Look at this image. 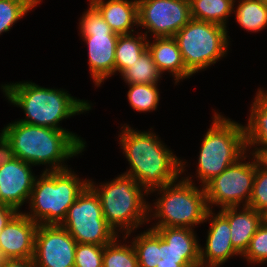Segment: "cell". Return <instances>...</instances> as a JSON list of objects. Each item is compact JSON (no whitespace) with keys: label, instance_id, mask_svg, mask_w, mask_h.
Wrapping results in <instances>:
<instances>
[{"label":"cell","instance_id":"obj_1","mask_svg":"<svg viewBox=\"0 0 267 267\" xmlns=\"http://www.w3.org/2000/svg\"><path fill=\"white\" fill-rule=\"evenodd\" d=\"M6 152L24 162L47 165L44 171L68 169L67 159L84 151L86 141L73 132L13 121L3 127Z\"/></svg>","mask_w":267,"mask_h":267},{"label":"cell","instance_id":"obj_2","mask_svg":"<svg viewBox=\"0 0 267 267\" xmlns=\"http://www.w3.org/2000/svg\"><path fill=\"white\" fill-rule=\"evenodd\" d=\"M118 136L130 165L123 174L133 177L148 193L180 178L186 170L187 162L174 155L155 132L123 124Z\"/></svg>","mask_w":267,"mask_h":267},{"label":"cell","instance_id":"obj_3","mask_svg":"<svg viewBox=\"0 0 267 267\" xmlns=\"http://www.w3.org/2000/svg\"><path fill=\"white\" fill-rule=\"evenodd\" d=\"M8 102L23 109L25 118L18 121L41 127L65 130L60 121L91 110L88 100L77 99L63 89L46 88L34 82L20 81L1 85Z\"/></svg>","mask_w":267,"mask_h":267},{"label":"cell","instance_id":"obj_4","mask_svg":"<svg viewBox=\"0 0 267 267\" xmlns=\"http://www.w3.org/2000/svg\"><path fill=\"white\" fill-rule=\"evenodd\" d=\"M192 228L150 227L131 241L139 267H200V244Z\"/></svg>","mask_w":267,"mask_h":267},{"label":"cell","instance_id":"obj_5","mask_svg":"<svg viewBox=\"0 0 267 267\" xmlns=\"http://www.w3.org/2000/svg\"><path fill=\"white\" fill-rule=\"evenodd\" d=\"M89 185L100 198L106 222L125 240L143 224L149 222V202L144 198L149 193L131 176L121 174L111 181ZM122 231V232H121Z\"/></svg>","mask_w":267,"mask_h":267},{"label":"cell","instance_id":"obj_6","mask_svg":"<svg viewBox=\"0 0 267 267\" xmlns=\"http://www.w3.org/2000/svg\"><path fill=\"white\" fill-rule=\"evenodd\" d=\"M193 176L181 177L163 187L149 192L158 191L153 207L149 203L148 219L157 221L152 227L195 228L204 223L207 211V198L204 187L193 183ZM153 213V214H152Z\"/></svg>","mask_w":267,"mask_h":267},{"label":"cell","instance_id":"obj_7","mask_svg":"<svg viewBox=\"0 0 267 267\" xmlns=\"http://www.w3.org/2000/svg\"><path fill=\"white\" fill-rule=\"evenodd\" d=\"M88 184L89 179L81 180L71 168L43 171L36 177L31 191L30 212L24 214L37 224L60 225L69 207Z\"/></svg>","mask_w":267,"mask_h":267},{"label":"cell","instance_id":"obj_8","mask_svg":"<svg viewBox=\"0 0 267 267\" xmlns=\"http://www.w3.org/2000/svg\"><path fill=\"white\" fill-rule=\"evenodd\" d=\"M212 124L201 140L196 177L204 187L246 152L244 126L215 112Z\"/></svg>","mask_w":267,"mask_h":267},{"label":"cell","instance_id":"obj_9","mask_svg":"<svg viewBox=\"0 0 267 267\" xmlns=\"http://www.w3.org/2000/svg\"><path fill=\"white\" fill-rule=\"evenodd\" d=\"M226 27L191 19L173 38L186 68L192 73L209 68L228 54L230 39Z\"/></svg>","mask_w":267,"mask_h":267},{"label":"cell","instance_id":"obj_10","mask_svg":"<svg viewBox=\"0 0 267 267\" xmlns=\"http://www.w3.org/2000/svg\"><path fill=\"white\" fill-rule=\"evenodd\" d=\"M79 22L80 37L87 44L88 64L95 86L115 75V49L119 34L106 23L99 10L89 2Z\"/></svg>","mask_w":267,"mask_h":267},{"label":"cell","instance_id":"obj_11","mask_svg":"<svg viewBox=\"0 0 267 267\" xmlns=\"http://www.w3.org/2000/svg\"><path fill=\"white\" fill-rule=\"evenodd\" d=\"M60 226L65 228L77 243L105 246L120 237L106 222L100 198L89 184L69 207Z\"/></svg>","mask_w":267,"mask_h":267},{"label":"cell","instance_id":"obj_12","mask_svg":"<svg viewBox=\"0 0 267 267\" xmlns=\"http://www.w3.org/2000/svg\"><path fill=\"white\" fill-rule=\"evenodd\" d=\"M247 153L204 186L210 210L213 205L221 209L241 207V203L242 206L249 205L256 174V161ZM248 157L252 162L245 161Z\"/></svg>","mask_w":267,"mask_h":267},{"label":"cell","instance_id":"obj_13","mask_svg":"<svg viewBox=\"0 0 267 267\" xmlns=\"http://www.w3.org/2000/svg\"><path fill=\"white\" fill-rule=\"evenodd\" d=\"M191 19L189 0H138V27L147 38L173 37Z\"/></svg>","mask_w":267,"mask_h":267},{"label":"cell","instance_id":"obj_14","mask_svg":"<svg viewBox=\"0 0 267 267\" xmlns=\"http://www.w3.org/2000/svg\"><path fill=\"white\" fill-rule=\"evenodd\" d=\"M77 242L60 225L38 224L35 235L36 267H74Z\"/></svg>","mask_w":267,"mask_h":267},{"label":"cell","instance_id":"obj_15","mask_svg":"<svg viewBox=\"0 0 267 267\" xmlns=\"http://www.w3.org/2000/svg\"><path fill=\"white\" fill-rule=\"evenodd\" d=\"M31 168V164L5 153L0 160V203L20 212L24 203L29 202L37 177Z\"/></svg>","mask_w":267,"mask_h":267},{"label":"cell","instance_id":"obj_16","mask_svg":"<svg viewBox=\"0 0 267 267\" xmlns=\"http://www.w3.org/2000/svg\"><path fill=\"white\" fill-rule=\"evenodd\" d=\"M207 221L211 223L209 222L206 244L205 247H199L201 267H220L235 255L241 257L231 243L228 220L220 212L215 214L209 209L205 217V222Z\"/></svg>","mask_w":267,"mask_h":267},{"label":"cell","instance_id":"obj_17","mask_svg":"<svg viewBox=\"0 0 267 267\" xmlns=\"http://www.w3.org/2000/svg\"><path fill=\"white\" fill-rule=\"evenodd\" d=\"M37 228V223L18 212L1 231L0 255L6 259L34 257Z\"/></svg>","mask_w":267,"mask_h":267},{"label":"cell","instance_id":"obj_18","mask_svg":"<svg viewBox=\"0 0 267 267\" xmlns=\"http://www.w3.org/2000/svg\"><path fill=\"white\" fill-rule=\"evenodd\" d=\"M219 212L228 220L231 243L242 256L248 248L251 238L266 217L249 206L227 207L220 209Z\"/></svg>","mask_w":267,"mask_h":267},{"label":"cell","instance_id":"obj_19","mask_svg":"<svg viewBox=\"0 0 267 267\" xmlns=\"http://www.w3.org/2000/svg\"><path fill=\"white\" fill-rule=\"evenodd\" d=\"M147 40V49L159 72L172 74L175 84L188 79L193 74L186 68L178 44L173 37L153 38Z\"/></svg>","mask_w":267,"mask_h":267},{"label":"cell","instance_id":"obj_20","mask_svg":"<svg viewBox=\"0 0 267 267\" xmlns=\"http://www.w3.org/2000/svg\"><path fill=\"white\" fill-rule=\"evenodd\" d=\"M89 2L99 10L115 33L134 34L133 28L138 26V0H89Z\"/></svg>","mask_w":267,"mask_h":267},{"label":"cell","instance_id":"obj_21","mask_svg":"<svg viewBox=\"0 0 267 267\" xmlns=\"http://www.w3.org/2000/svg\"><path fill=\"white\" fill-rule=\"evenodd\" d=\"M250 105L248 124L244 125L247 151L267 147V92L260 87Z\"/></svg>","mask_w":267,"mask_h":267},{"label":"cell","instance_id":"obj_22","mask_svg":"<svg viewBox=\"0 0 267 267\" xmlns=\"http://www.w3.org/2000/svg\"><path fill=\"white\" fill-rule=\"evenodd\" d=\"M191 18L215 23L227 28L235 0H189Z\"/></svg>","mask_w":267,"mask_h":267},{"label":"cell","instance_id":"obj_23","mask_svg":"<svg viewBox=\"0 0 267 267\" xmlns=\"http://www.w3.org/2000/svg\"><path fill=\"white\" fill-rule=\"evenodd\" d=\"M135 35L133 33L119 35L115 49V73L121 74L147 50L148 38L142 32H137Z\"/></svg>","mask_w":267,"mask_h":267},{"label":"cell","instance_id":"obj_24","mask_svg":"<svg viewBox=\"0 0 267 267\" xmlns=\"http://www.w3.org/2000/svg\"><path fill=\"white\" fill-rule=\"evenodd\" d=\"M236 1V0H235ZM234 2L233 13L236 22L248 32L262 31L267 28V3L261 0H238Z\"/></svg>","mask_w":267,"mask_h":267},{"label":"cell","instance_id":"obj_25","mask_svg":"<svg viewBox=\"0 0 267 267\" xmlns=\"http://www.w3.org/2000/svg\"><path fill=\"white\" fill-rule=\"evenodd\" d=\"M126 84H158L162 77L148 49L121 75Z\"/></svg>","mask_w":267,"mask_h":267},{"label":"cell","instance_id":"obj_26","mask_svg":"<svg viewBox=\"0 0 267 267\" xmlns=\"http://www.w3.org/2000/svg\"><path fill=\"white\" fill-rule=\"evenodd\" d=\"M129 87L127 98L137 112H152L157 109L160 93L158 84H126Z\"/></svg>","mask_w":267,"mask_h":267},{"label":"cell","instance_id":"obj_27","mask_svg":"<svg viewBox=\"0 0 267 267\" xmlns=\"http://www.w3.org/2000/svg\"><path fill=\"white\" fill-rule=\"evenodd\" d=\"M118 238L104 246L103 267H139L133 244H124Z\"/></svg>","mask_w":267,"mask_h":267},{"label":"cell","instance_id":"obj_28","mask_svg":"<svg viewBox=\"0 0 267 267\" xmlns=\"http://www.w3.org/2000/svg\"><path fill=\"white\" fill-rule=\"evenodd\" d=\"M41 0H0V35L34 9Z\"/></svg>","mask_w":267,"mask_h":267},{"label":"cell","instance_id":"obj_29","mask_svg":"<svg viewBox=\"0 0 267 267\" xmlns=\"http://www.w3.org/2000/svg\"><path fill=\"white\" fill-rule=\"evenodd\" d=\"M241 258L249 264L267 263V218L259 226Z\"/></svg>","mask_w":267,"mask_h":267},{"label":"cell","instance_id":"obj_30","mask_svg":"<svg viewBox=\"0 0 267 267\" xmlns=\"http://www.w3.org/2000/svg\"><path fill=\"white\" fill-rule=\"evenodd\" d=\"M104 246L77 243L74 267H103Z\"/></svg>","mask_w":267,"mask_h":267},{"label":"cell","instance_id":"obj_31","mask_svg":"<svg viewBox=\"0 0 267 267\" xmlns=\"http://www.w3.org/2000/svg\"><path fill=\"white\" fill-rule=\"evenodd\" d=\"M248 206L267 217V172L261 170L257 164L253 191Z\"/></svg>","mask_w":267,"mask_h":267},{"label":"cell","instance_id":"obj_32","mask_svg":"<svg viewBox=\"0 0 267 267\" xmlns=\"http://www.w3.org/2000/svg\"><path fill=\"white\" fill-rule=\"evenodd\" d=\"M19 211L7 204L0 203V234L2 229Z\"/></svg>","mask_w":267,"mask_h":267},{"label":"cell","instance_id":"obj_33","mask_svg":"<svg viewBox=\"0 0 267 267\" xmlns=\"http://www.w3.org/2000/svg\"><path fill=\"white\" fill-rule=\"evenodd\" d=\"M254 149V150H253ZM248 154L254 157L257 166L267 172V147H253Z\"/></svg>","mask_w":267,"mask_h":267},{"label":"cell","instance_id":"obj_34","mask_svg":"<svg viewBox=\"0 0 267 267\" xmlns=\"http://www.w3.org/2000/svg\"><path fill=\"white\" fill-rule=\"evenodd\" d=\"M3 267H36L34 258H27V259H5Z\"/></svg>","mask_w":267,"mask_h":267},{"label":"cell","instance_id":"obj_35","mask_svg":"<svg viewBox=\"0 0 267 267\" xmlns=\"http://www.w3.org/2000/svg\"><path fill=\"white\" fill-rule=\"evenodd\" d=\"M6 153V143L2 131L0 132V160Z\"/></svg>","mask_w":267,"mask_h":267},{"label":"cell","instance_id":"obj_36","mask_svg":"<svg viewBox=\"0 0 267 267\" xmlns=\"http://www.w3.org/2000/svg\"><path fill=\"white\" fill-rule=\"evenodd\" d=\"M5 259H6V258H4V257H2V256L0 255V267H3L4 262H5Z\"/></svg>","mask_w":267,"mask_h":267}]
</instances>
